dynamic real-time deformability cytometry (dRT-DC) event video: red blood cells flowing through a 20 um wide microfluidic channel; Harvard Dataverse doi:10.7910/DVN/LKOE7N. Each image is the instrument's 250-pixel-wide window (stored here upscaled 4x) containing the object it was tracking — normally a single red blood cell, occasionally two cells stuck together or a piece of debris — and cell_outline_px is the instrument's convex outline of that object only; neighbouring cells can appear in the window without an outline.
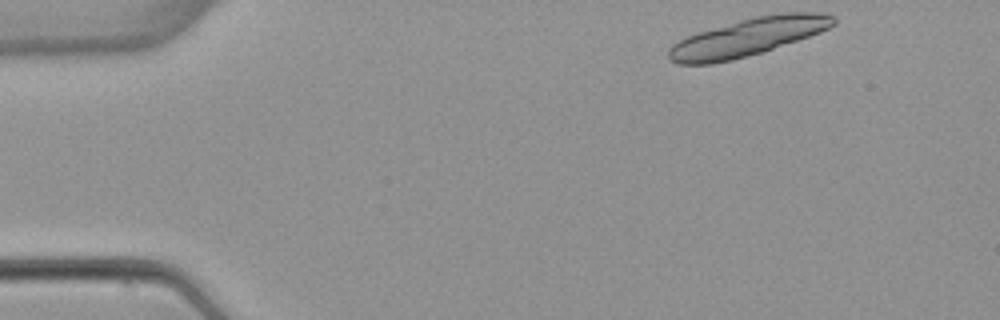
{"species": "common noctule bat (a hibernating species)", "species_latin": "Nyctalus noctula", "temperature_condition": "warm", "stored_images_in_passage": 4, "segment_of_instrument_passage": [1, 2], "camera_frame_rate_fps": 3000, "um_per_image_px": 0.085, "animal": {"sex": "female", "body_mass_g": 22.7, "forearm_length_mm": 54.2}, "frame": {"image": 1, "passage_image": 1, "time_ms": 0.0, "image_size_px": [1000, 320], "cell_outline_px": [[836, 24], [820, 32], [760, 52], [732, 60], [712, 64], [676, 64], [668, 60], [668, 48], [672, 44], [688, 36], [700, 32], [740, 20], [756, 16], [784, 12], [820, 12], [832, 16], [836, 20]], "centroid_in_image_um": [63.53, 3.16], "position_along_channel_um": 21.5, "area_um2": 35.78}}